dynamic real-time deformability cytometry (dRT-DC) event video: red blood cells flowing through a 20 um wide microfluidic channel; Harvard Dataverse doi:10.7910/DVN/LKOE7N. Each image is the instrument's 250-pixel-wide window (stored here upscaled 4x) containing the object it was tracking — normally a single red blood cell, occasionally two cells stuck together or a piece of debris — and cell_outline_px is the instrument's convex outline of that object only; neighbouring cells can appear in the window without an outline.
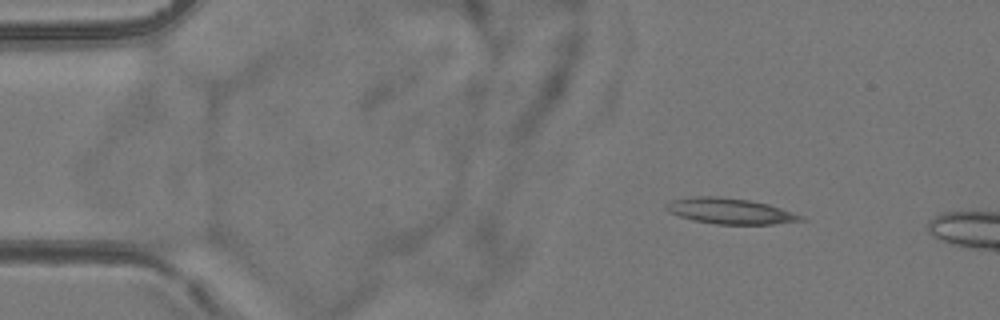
{"species": "common noctule bat (a hibernating species)", "species_latin": "Nyctalus noctula", "temperature_condition": "room temperature", "stored_images_in_passage": 4, "camera_frame_rate_fps": 3000, "um_per_image_px": 0.085, "animal": {"sex": "female", "body_mass_g": 24.6, "forearm_length_mm": 56.2}, "frame": {"image": 1, "passage_image": 2, "time_ms": 1.333, "image_size_px": [1000, 320], "cell_outline_px": [[808, 220], [772, 224], [716, 224], [692, 220], [668, 212], [664, 208], [664, 204], [672, 200], [692, 196], [716, 196], [748, 200], [768, 204], [804, 216]], "centroid_in_image_um": [62.03, 17.94], "position_along_channel_um": 23.0, "area_um2": 20.23}}